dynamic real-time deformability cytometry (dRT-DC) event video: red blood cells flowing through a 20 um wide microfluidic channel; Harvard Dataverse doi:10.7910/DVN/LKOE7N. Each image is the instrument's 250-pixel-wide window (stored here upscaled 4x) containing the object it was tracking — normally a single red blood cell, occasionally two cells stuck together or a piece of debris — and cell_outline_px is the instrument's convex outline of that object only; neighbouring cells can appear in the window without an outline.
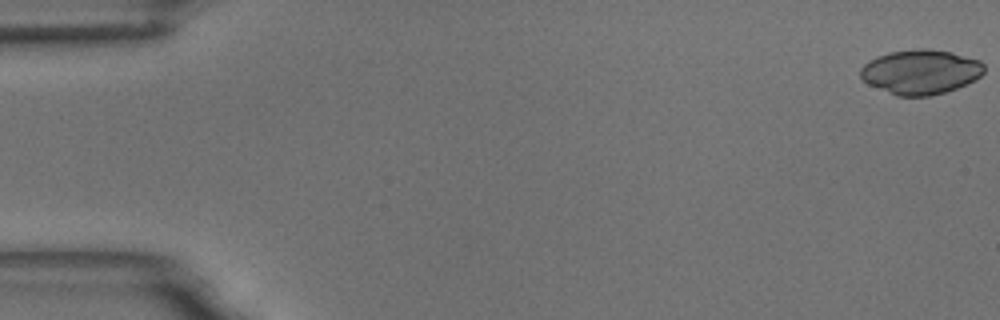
{"species": "common noctule bat (a hibernating species)", "species_latin": "Nyctalus noctula", "temperature_condition": "room temperature", "stored_images_in_passage": 58, "camera_frame_rate_fps": 3000, "um_per_image_px": 0.085, "animal": {"sex": "male", "body_mass_g": 18.8}, "frame": {"image": 1, "passage_image": 1, "time_ms": 0.0, "image_size_px": [1000, 320], "cell_outline_px": [[984, 72], [976, 80], [956, 88], [944, 92], [928, 96], [896, 96], [868, 84], [860, 76], [860, 68], [864, 64], [876, 56], [888, 52], [916, 48], [928, 48], [952, 52], [980, 60], [984, 64]], "centroid_in_image_um": [78.25, 6.1], "position_along_channel_um": 6.8, "area_um2": 32.37}}